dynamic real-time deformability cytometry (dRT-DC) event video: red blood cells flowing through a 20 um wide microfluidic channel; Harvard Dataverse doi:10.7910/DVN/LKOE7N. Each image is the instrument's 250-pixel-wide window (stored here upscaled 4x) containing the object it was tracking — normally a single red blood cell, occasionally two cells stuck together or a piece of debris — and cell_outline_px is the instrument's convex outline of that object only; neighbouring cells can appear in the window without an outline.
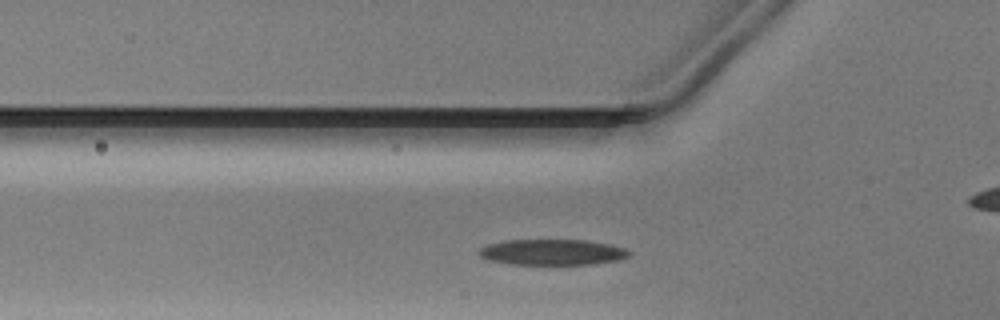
{"species": "Egyptian fruit bat (a non-hibernating species)", "species_latin": "Rousettus aegyptiacus", "temperature_condition": "warm", "stored_images_in_passage": 27, "camera_frame_rate_fps": 3000, "um_per_image_px": 0.085, "animal": {"sex": "male"}, "frame": {"image": 1, "passage_image": 4, "time_ms": 1.0, "image_size_px": [1000, 320], "cell_outline_px": [[632, 252], [628, 256], [620, 260], [596, 264], [508, 264], [488, 260], [480, 256], [476, 252], [480, 248], [488, 244], [504, 240], [584, 240], [608, 244], [624, 248]], "centroid_in_image_um": [46.92, 21.44], "position_along_channel_um": 78.9, "area_um2": 22.66}}
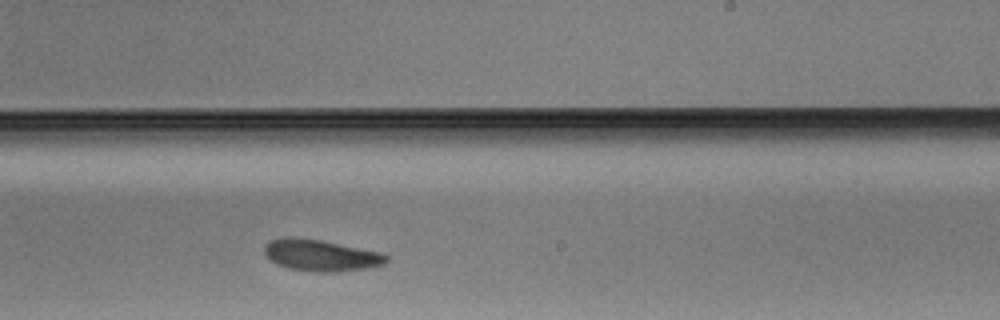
{"frame": {"image": 2, "passage_image": 18, "time_ms": 5.667, "image_size_px": [1000, 320], "cell_outline_px": [[388, 260], [384, 264], [368, 268], [336, 272], [316, 272], [288, 268], [272, 260], [264, 252], [264, 248], [272, 240], [284, 236], [292, 236], [320, 240], [380, 252], [388, 256]], "centroid_in_image_um": [27.3, 21.7], "position_along_channel_um": 261.7, "area_um2": 22.14}}
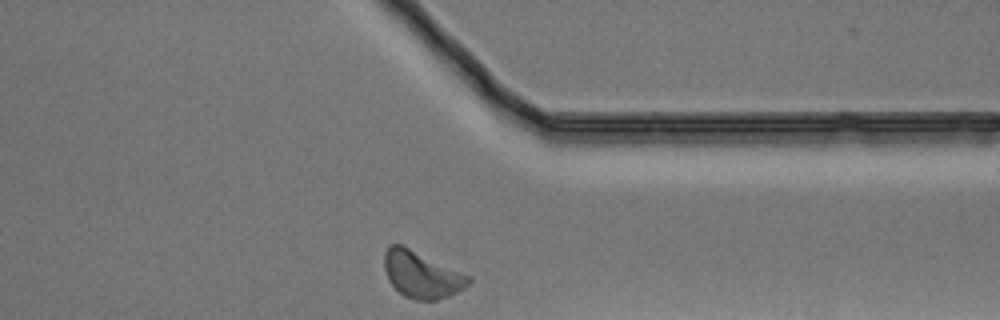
{"frame": {"image": 3, "passage_image": 27, "time_ms": 8.667, "image_size_px": [1000, 320], "cell_outline_px": [[472, 280], [464, 288], [448, 296], [436, 300], [416, 300], [404, 296], [388, 280], [384, 268], [384, 252], [388, 244], [400, 244], [472, 276]], "centroid_in_image_um": [35.83, 23.33], "position_along_channel_um": 375.6, "area_um2": 22.83}}